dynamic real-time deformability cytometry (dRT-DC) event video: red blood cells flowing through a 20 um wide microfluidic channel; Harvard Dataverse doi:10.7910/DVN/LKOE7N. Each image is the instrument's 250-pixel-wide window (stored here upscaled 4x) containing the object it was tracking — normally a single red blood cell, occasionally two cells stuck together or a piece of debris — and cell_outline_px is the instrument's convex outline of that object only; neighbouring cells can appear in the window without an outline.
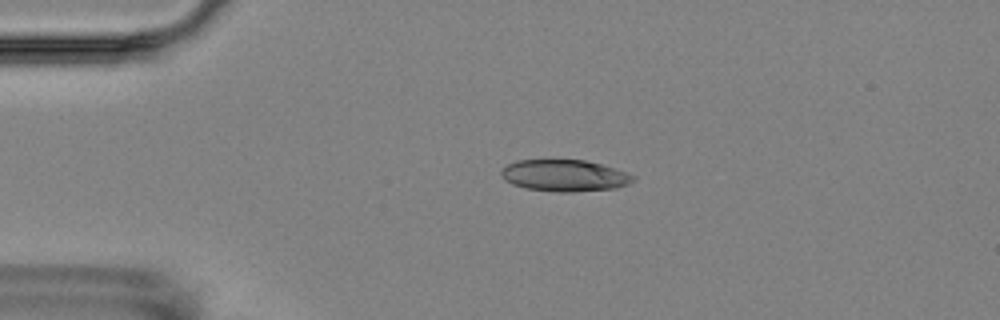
{"species": "Egyptian fruit bat (a non-hibernating species)", "species_latin": "Rousettus aegyptiacus", "temperature_condition": "room temperature", "stored_images_in_passage": 4, "camera_frame_rate_fps": 3000, "um_per_image_px": 0.085, "animal": {"sex": "female"}, "frame": {"image": 1, "passage_image": 3, "time_ms": 2.333, "image_size_px": [1000, 320], "cell_outline_px": [[636, 176], [628, 184], [616, 188], [572, 192], [560, 192], [528, 188], [512, 184], [500, 172], [508, 164], [516, 160], [584, 160], [600, 164]], "centroid_in_image_um": [48.0, 14.92], "position_along_channel_um": 37.0, "area_um2": 23.81}}